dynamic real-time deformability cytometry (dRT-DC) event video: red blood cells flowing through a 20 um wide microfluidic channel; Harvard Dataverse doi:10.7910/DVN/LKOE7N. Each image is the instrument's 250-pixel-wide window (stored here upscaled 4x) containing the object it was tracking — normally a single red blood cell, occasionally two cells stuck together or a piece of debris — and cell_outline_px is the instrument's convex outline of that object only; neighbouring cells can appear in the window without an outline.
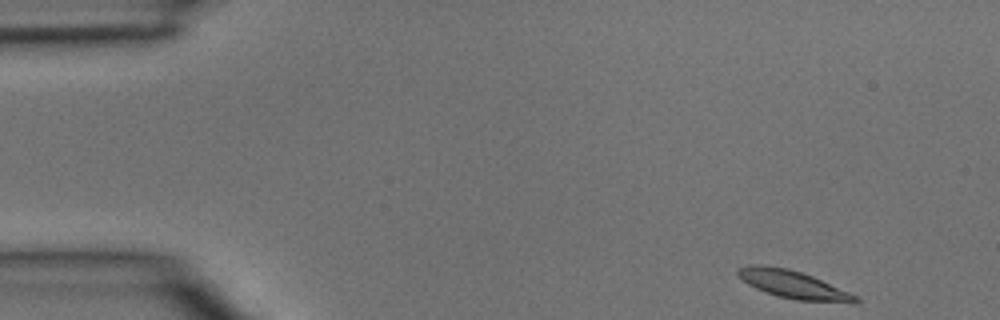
{"species": "common noctule bat (a hibernating species)", "species_latin": "Nyctalus noctula", "temperature_condition": "room temperature", "stored_images_in_passage": 3, "camera_frame_rate_fps": 3000, "um_per_image_px": 0.085, "animal": {"sex": "male", "body_mass_g": 15.6}, "frame": {"image": 1, "passage_image": 1, "time_ms": 0.0, "image_size_px": [1000, 320], "cell_outline_px": [[860, 300], [856, 304], [852, 304], [796, 300], [776, 296], [764, 292], [748, 284], [736, 272], [740, 268], [748, 264], [760, 264], [788, 268], [812, 276], [860, 296]], "centroid_in_image_um": [67.51, 24.21], "position_along_channel_um": 17.5, "area_um2": 19.42}}